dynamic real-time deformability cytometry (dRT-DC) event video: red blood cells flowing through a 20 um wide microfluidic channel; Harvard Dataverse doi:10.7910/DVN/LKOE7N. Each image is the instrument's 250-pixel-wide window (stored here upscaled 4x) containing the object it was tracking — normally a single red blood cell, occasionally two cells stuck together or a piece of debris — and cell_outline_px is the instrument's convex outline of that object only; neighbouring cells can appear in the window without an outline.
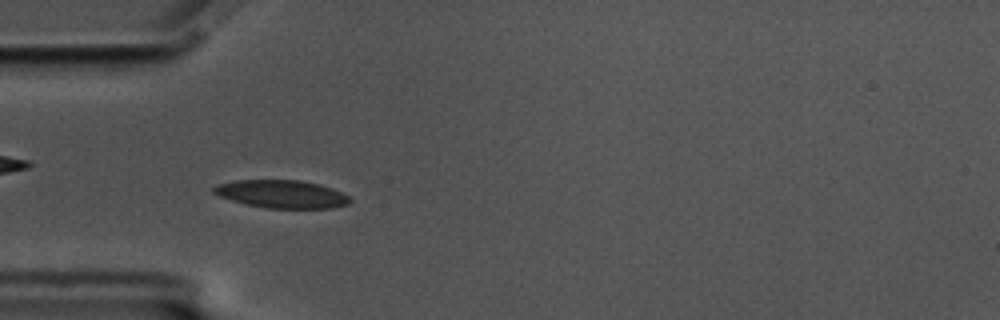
{"species": "common noctule bat (a hibernating species)", "species_latin": "Nyctalus noctula", "temperature_condition": "cold", "stored_images_in_passage": 50, "camera_frame_rate_fps": 3000, "um_per_image_px": 0.085, "animal": {"sex": "male", "body_mass_g": 17.5, "forearm_length_mm": 52.3}, "frame": {"image": 1, "passage_image": 10, "time_ms": 3.0, "image_size_px": [1000, 320], "cell_outline_px": [[352, 200], [348, 204], [332, 208], [264, 208], [232, 200], [220, 196], [212, 192], [212, 188], [216, 184], [236, 180], [300, 180], [320, 184], [332, 188], [348, 196]], "centroid_in_image_um": [23.94, 16.49], "position_along_channel_um": 61.1, "area_um2": 22.14}}
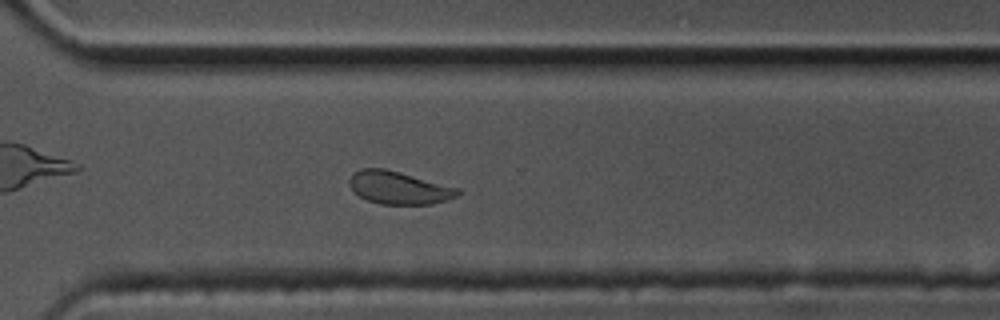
{"frame": {"image": 2, "passage_image": 34, "time_ms": 11.0, "image_size_px": [1000, 320], "cell_outline_px": [[464, 192], [460, 196], [432, 204], [380, 204], [368, 200], [352, 192], [348, 184], [348, 180], [352, 172], [360, 168], [384, 168], [400, 172], [460, 188]], "centroid_in_image_um": [33.9, 15.95], "position_along_channel_um": 336.7, "area_um2": 21.1}}
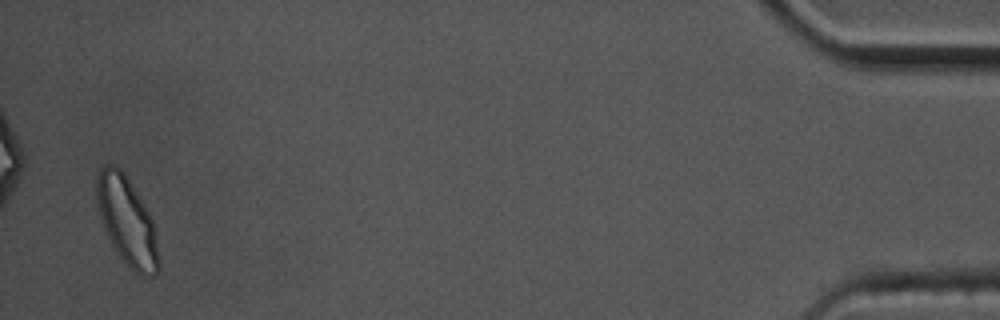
{"frame": {"image": 3, "passage_image": 49, "time_ms": 16.0, "image_size_px": [1000, 320], "cell_outline_px": [[160, 268], [156, 276], [140, 276], [116, 252], [104, 228], [100, 216], [96, 200], [96, 176], [100, 168], [104, 164], [112, 164], [120, 168], [124, 172], [148, 212], [152, 220], [160, 260]], "centroid_in_image_um": [10.78, 18.79], "position_along_channel_um": 424.4, "area_um2": 31.62}, "authors_computed_cell_mechanics": {"area_um2": 22.0218, "velocity_mm_per_s": 3.4753, "shape_relaxation_time_tau1_ms": 5.2191, "shape_relaxation_time_tau2_ms": 1.4892, "deformation_change_tau1": 0.1318, "deformation_change_tau2": 0.0655}}